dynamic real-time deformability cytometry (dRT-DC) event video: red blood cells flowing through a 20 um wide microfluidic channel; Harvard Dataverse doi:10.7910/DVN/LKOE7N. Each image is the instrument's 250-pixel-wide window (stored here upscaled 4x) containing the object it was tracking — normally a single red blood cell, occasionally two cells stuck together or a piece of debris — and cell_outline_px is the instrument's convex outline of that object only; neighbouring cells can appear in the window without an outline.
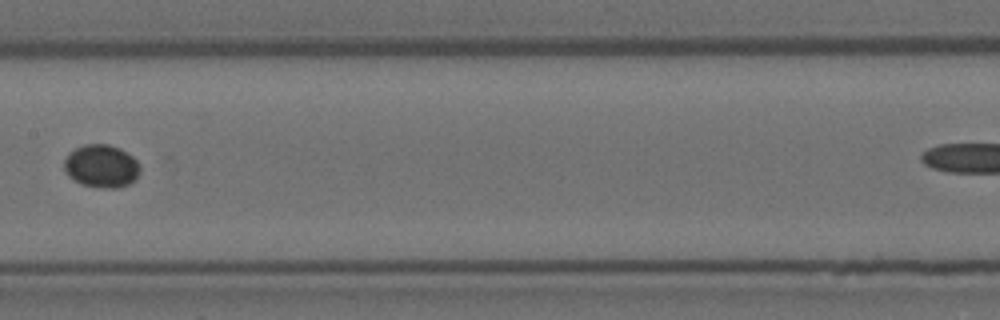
{"species": "Egyptian fruit bat (a non-hibernating species)", "species_latin": "Rousettus aegyptiacus", "temperature_condition": "room temperature", "stored_images_in_passage": 16, "camera_frame_rate_fps": 3000, "um_per_image_px": 0.085, "animal": {"sex": "female"}, "frame": {"image": 1, "passage_image": 7, "time_ms": 2.0, "image_size_px": [1000, 320], "cell_outline_px": [[140, 172], [136, 180], [128, 184], [116, 188], [104, 188], [80, 184], [68, 176], [64, 168], [64, 160], [68, 152], [84, 144], [108, 144], [120, 148], [132, 156], [136, 160], [140, 168]], "centroid_in_image_um": [8.61, 14.12], "position_along_channel_um": 198.8, "area_um2": 19.13}}
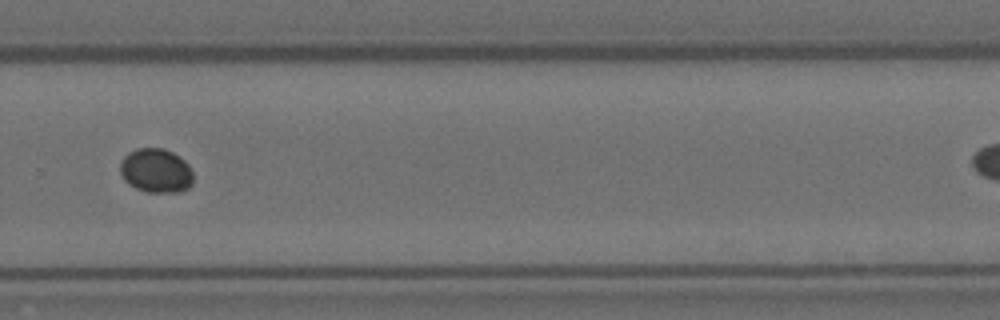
{"frame": {"image": 2, "passage_image": 10, "time_ms": 3.0, "image_size_px": [1000, 320], "cell_outline_px": [[192, 184], [188, 188], [180, 192], [148, 192], [136, 188], [128, 184], [124, 180], [120, 172], [120, 160], [128, 152], [136, 148], [164, 148], [180, 156], [188, 164], [192, 172]], "centroid_in_image_um": [13.24, 14.5], "position_along_channel_um": 316.6, "area_um2": 19.02}}
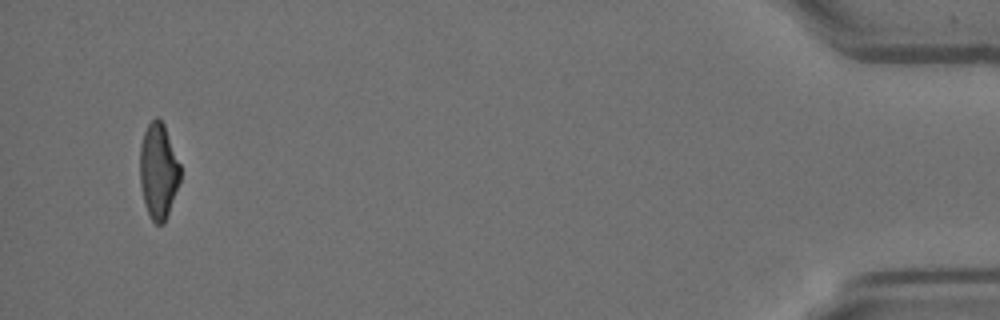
{"frame": {"image": 3, "passage_image": 16, "time_ms": 5.0, "image_size_px": [1000, 320], "cell_outline_px": [[180, 180], [164, 224], [156, 224], [152, 220], [144, 204], [140, 184], [140, 144], [144, 132], [148, 124], [156, 116], [164, 124], [180, 164]], "centroid_in_image_um": [13.45, 14.53], "position_along_channel_um": 421.7, "area_um2": 22.37}}